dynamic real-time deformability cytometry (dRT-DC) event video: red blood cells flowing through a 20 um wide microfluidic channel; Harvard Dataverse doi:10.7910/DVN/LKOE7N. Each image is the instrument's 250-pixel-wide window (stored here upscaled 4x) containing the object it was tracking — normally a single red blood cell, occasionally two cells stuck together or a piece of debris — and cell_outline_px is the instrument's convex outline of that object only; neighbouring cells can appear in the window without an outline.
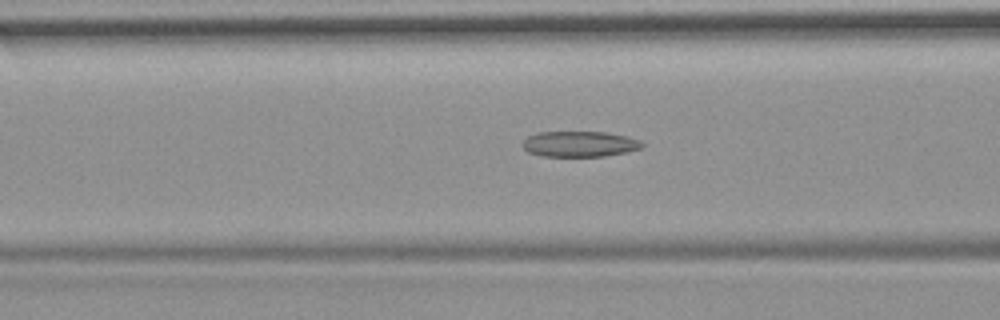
{"species": "common noctule bat (a hibernating species)", "species_latin": "Nyctalus noctula", "temperature_condition": "room temperature", "stored_images_in_passage": 46, "camera_frame_rate_fps": 3000, "um_per_image_px": 0.085, "animal": {"sex": "female", "body_mass_g": 19.9}, "frame": {"image": 1, "passage_image": 20, "time_ms": 6.333, "image_size_px": [1000, 320], "cell_outline_px": [[644, 144], [640, 148], [624, 152], [604, 156], [540, 156], [528, 152], [520, 144], [528, 136], [536, 132], [604, 132], [628, 136], [640, 140]], "centroid_in_image_um": [49.22, 12.23], "position_along_channel_um": 117.4, "area_um2": 17.86}}